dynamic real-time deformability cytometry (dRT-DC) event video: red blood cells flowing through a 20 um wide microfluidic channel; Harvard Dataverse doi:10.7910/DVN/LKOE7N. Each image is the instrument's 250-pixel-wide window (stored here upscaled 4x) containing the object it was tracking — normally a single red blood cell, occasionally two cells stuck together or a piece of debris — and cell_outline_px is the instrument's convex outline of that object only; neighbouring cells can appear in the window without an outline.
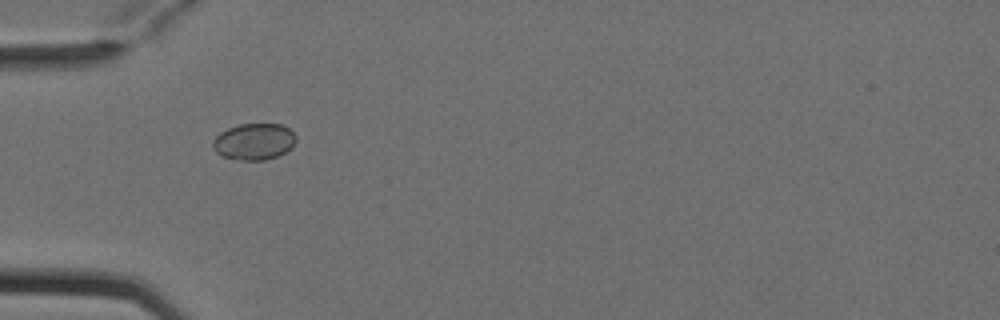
{"species": "Egyptian fruit bat (a non-hibernating species)", "species_latin": "Rousettus aegyptiacus", "temperature_condition": "cold", "stored_images_in_passage": 2, "camera_frame_rate_fps": 3000, "um_per_image_px": 0.085, "animal": {"sex": "female"}, "frame": {"image": 1, "passage_image": 1, "time_ms": 0.0, "image_size_px": [1000, 320], "cell_outline_px": [[296, 140], [292, 148], [276, 156], [264, 160], [240, 160], [224, 156], [216, 152], [212, 148], [212, 140], [220, 132], [228, 128], [240, 124], [280, 124], [288, 128], [296, 136]], "centroid_in_image_um": [21.58, 12.03], "position_along_channel_um": 63.4, "area_um2": 17.63}}
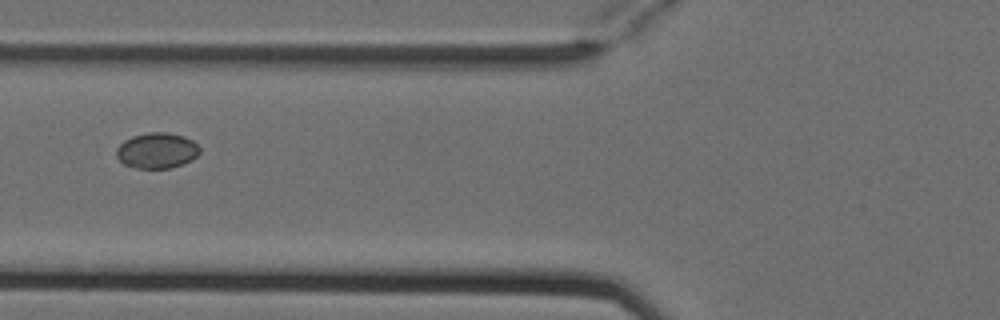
{"frame": {"image": 2, "passage_image": 2, "time_ms": 0.333, "image_size_px": [1000, 320], "cell_outline_px": [[200, 152], [192, 160], [184, 164], [172, 168], [136, 168], [124, 164], [116, 156], [116, 148], [124, 140], [132, 136], [148, 132], [164, 132], [184, 136], [192, 140], [200, 148]], "centroid_in_image_um": [13.34, 12.8], "position_along_channel_um": 112.5, "area_um2": 17.4}}